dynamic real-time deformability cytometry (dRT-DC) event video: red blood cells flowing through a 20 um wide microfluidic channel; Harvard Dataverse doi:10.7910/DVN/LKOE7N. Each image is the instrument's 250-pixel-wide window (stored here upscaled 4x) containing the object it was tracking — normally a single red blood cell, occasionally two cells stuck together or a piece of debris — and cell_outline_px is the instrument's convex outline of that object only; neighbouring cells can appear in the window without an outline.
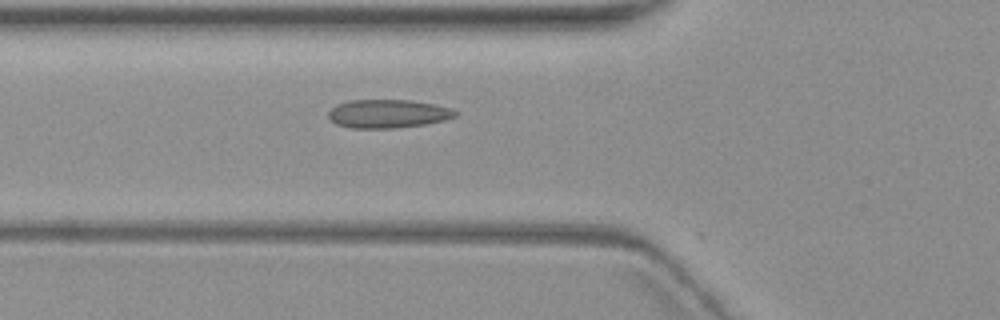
{"species": "common noctule bat (a hibernating species)", "species_latin": "Nyctalus noctula", "temperature_condition": "warm", "stored_images_in_passage": 7, "camera_frame_rate_fps": 3000, "um_per_image_px": 0.085, "animal": {"sex": "female", "body_mass_g": 19.3, "forearm_length_mm": 54.1}, "frame": {"image": 1, "passage_image": 6, "time_ms": 6.667, "image_size_px": [1000, 320], "cell_outline_px": [[460, 112], [456, 116], [444, 120], [424, 124], [396, 128], [352, 128], [336, 124], [328, 116], [328, 112], [336, 104], [348, 100], [412, 100], [436, 104], [452, 108]], "centroid_in_image_um": [33.0, 9.65], "position_along_channel_um": 92.8, "area_um2": 21.21}}